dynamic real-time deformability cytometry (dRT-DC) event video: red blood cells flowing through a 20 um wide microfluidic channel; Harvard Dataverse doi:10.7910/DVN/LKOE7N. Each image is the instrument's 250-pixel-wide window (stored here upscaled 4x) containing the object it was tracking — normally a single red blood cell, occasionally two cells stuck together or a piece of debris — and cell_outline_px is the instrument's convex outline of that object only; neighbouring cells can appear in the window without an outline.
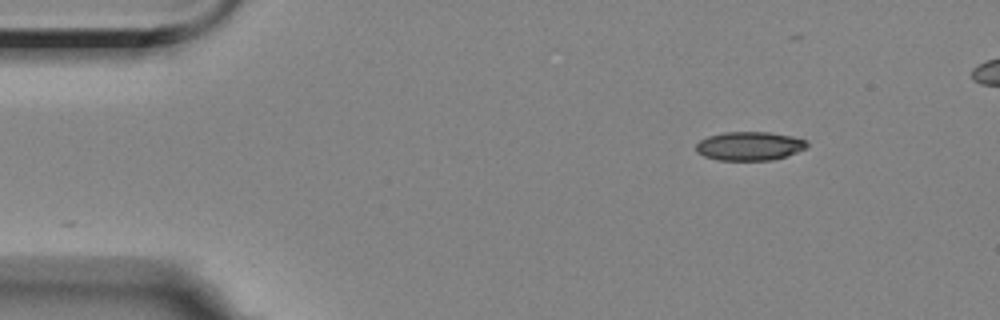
{"species": "Egyptian fruit bat (a non-hibernating species)", "species_latin": "Rousettus aegyptiacus", "temperature_condition": "room temperature", "stored_images_in_passage": 39, "camera_frame_rate_fps": 3000, "um_per_image_px": 0.085, "animal": {"sex": "female"}, "frame": {"image": 1, "passage_image": 1, "time_ms": 0.0, "image_size_px": [1000, 320], "cell_outline_px": [[808, 148], [772, 160], [716, 160], [704, 156], [696, 152], [696, 144], [700, 140], [708, 136], [724, 132], [768, 132], [792, 136], [804, 140], [808, 144]], "centroid_in_image_um": [63.68, 12.41], "position_along_channel_um": 21.3, "area_um2": 18.55}}
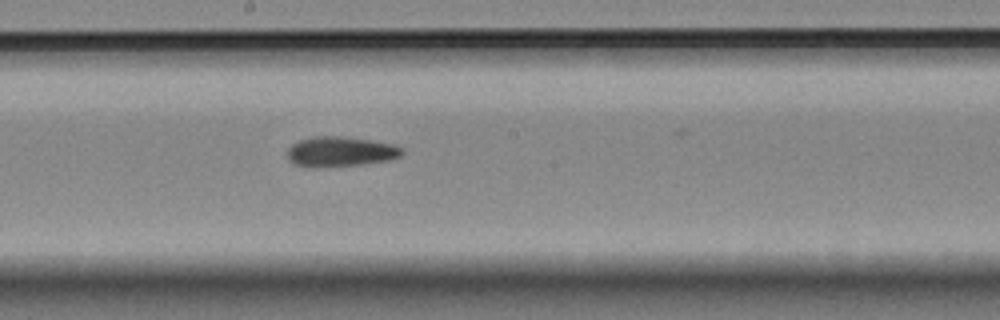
{"frame": {"image": 2, "passage_image": 24, "time_ms": 7.667, "image_size_px": [1000, 320], "cell_outline_px": [[404, 152], [400, 156], [388, 160], [360, 164], [296, 164], [288, 160], [288, 148], [292, 144], [300, 140], [312, 136], [344, 136], [372, 140], [396, 144], [404, 148]], "centroid_in_image_um": [29.03, 12.82], "position_along_channel_um": 219.2, "area_um2": 19.31}}
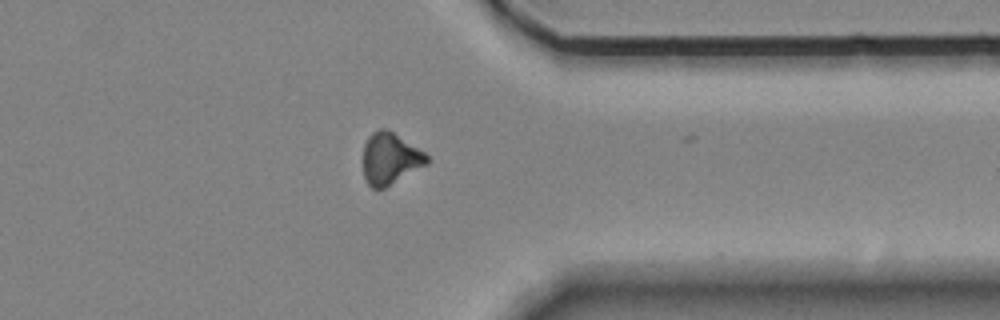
{"frame": {"image": 3, "passage_image": 38, "time_ms": 12.333, "image_size_px": [1000, 320], "cell_outline_px": [[432, 160], [428, 164], [384, 188], [372, 188], [368, 184], [364, 176], [364, 144], [368, 136], [372, 132], [380, 128], [384, 128], [392, 132], [424, 152]], "centroid_in_image_um": [33.17, 13.48], "position_along_channel_um": 378.2, "area_um2": 19.02}, "authors_computed_cell_mechanics": {"area_um2": 19.5942, "velocity_mm_per_s": 3.5472, "shape_relaxation_time_tau1_ms": null, "shape_relaxation_time_tau2_ms": 8.0006, "deformation_change_tau1": null, "deformation_change_tau2": 0.172}}